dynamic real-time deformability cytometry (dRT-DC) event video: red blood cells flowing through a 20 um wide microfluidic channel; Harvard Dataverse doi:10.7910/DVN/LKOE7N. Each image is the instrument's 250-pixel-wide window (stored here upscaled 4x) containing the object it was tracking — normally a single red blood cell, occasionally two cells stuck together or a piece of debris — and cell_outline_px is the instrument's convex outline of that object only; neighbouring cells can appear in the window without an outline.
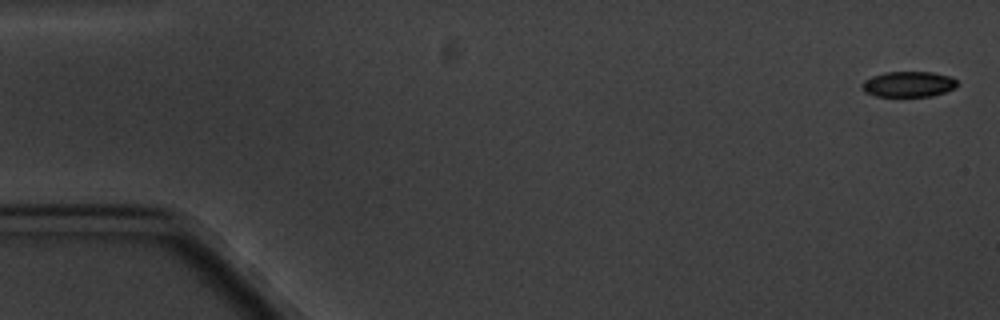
{"species": "common noctule bat (a hibernating species)", "species_latin": "Nyctalus noctula", "temperature_condition": "cold", "stored_images_in_passage": 11, "camera_frame_rate_fps": 3000, "um_per_image_px": 0.085, "animal": {"sex": "male", "body_mass_g": 20.1, "forearm_length_mm": 53.5}, "frame": {"image": 1, "passage_image": 1, "time_ms": 0.0, "image_size_px": [1000, 320], "cell_outline_px": [[956, 88], [932, 96], [876, 96], [864, 92], [860, 84], [864, 80], [872, 76], [884, 72], [932, 72], [952, 76], [956, 80]], "centroid_in_image_um": [77.2, 7.15], "position_along_channel_um": 7.8, "area_um2": 14.28}}
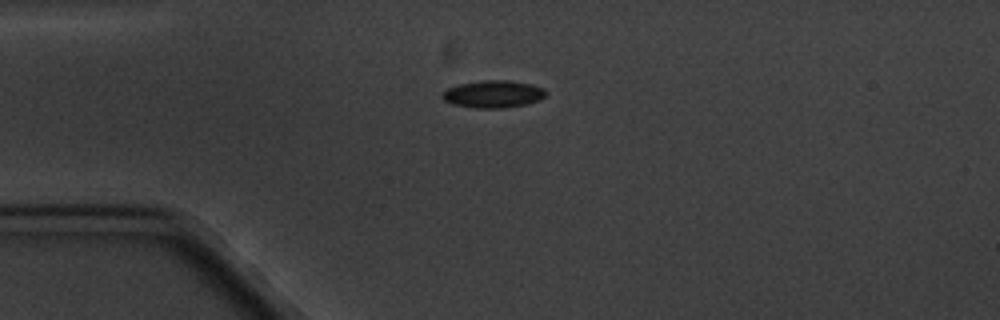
{"frame": {"image": 2, "passage_image": 5, "time_ms": 4.333, "image_size_px": [1000, 320], "cell_outline_px": [[544, 96], [540, 100], [528, 104], [504, 108], [476, 108], [452, 104], [444, 100], [440, 96], [448, 88], [460, 84], [480, 80], [508, 80], [532, 84], [544, 88]], "centroid_in_image_um": [41.92, 8.0], "position_along_channel_um": 43.1, "area_um2": 16.53}}
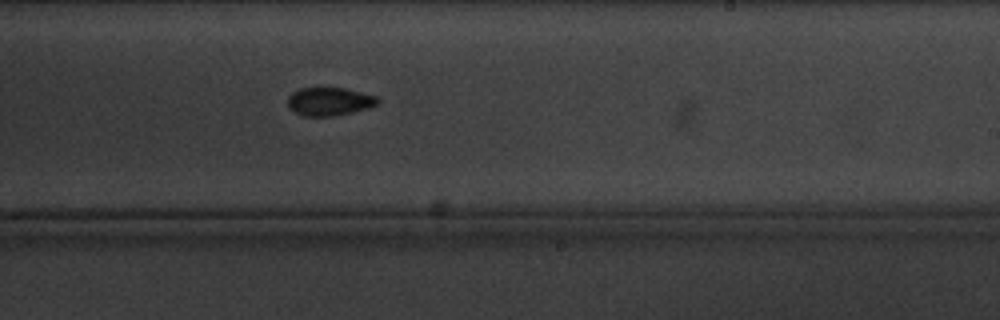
{"frame": {"image": 3, "passage_image": 11, "time_ms": 11.333, "image_size_px": [1000, 320], "cell_outline_px": [[380, 104], [368, 108], [352, 112], [332, 116], [304, 116], [288, 108], [288, 96], [292, 92], [300, 88], [316, 84], [320, 84], [344, 88], [376, 96], [380, 100]], "centroid_in_image_um": [27.97, 8.57], "position_along_channel_um": 261.0, "area_um2": 15.49}}